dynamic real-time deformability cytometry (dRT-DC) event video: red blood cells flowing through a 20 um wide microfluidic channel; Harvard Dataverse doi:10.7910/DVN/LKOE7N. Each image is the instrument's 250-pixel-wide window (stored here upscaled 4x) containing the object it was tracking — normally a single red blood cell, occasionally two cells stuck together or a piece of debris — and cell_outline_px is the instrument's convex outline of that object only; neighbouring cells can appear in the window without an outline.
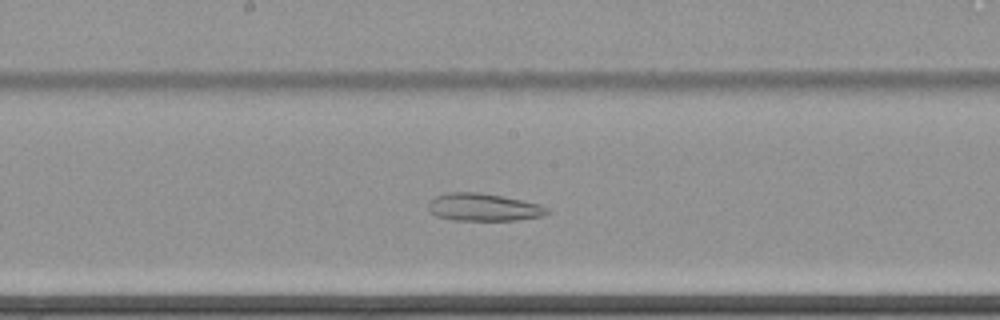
{"species": "common noctule bat (a hibernating species)", "species_latin": "Nyctalus noctula", "temperature_condition": "cold", "stored_images_in_passage": 67, "camera_frame_rate_fps": 3000, "um_per_image_px": 0.085, "animal": {"sex": "female", "body_mass_g": 22.7, "forearm_length_mm": 54.2}, "frame": {"image": 1, "passage_image": 40, "time_ms": 13.0, "image_size_px": [1000, 320], "cell_outline_px": [[552, 212], [544, 216], [516, 220], [452, 220], [436, 216], [428, 208], [428, 204], [436, 196], [448, 192], [476, 192], [500, 196], [540, 204], [548, 208]], "centroid_in_image_um": [41.13, 17.62], "position_along_channel_um": 207.1, "area_um2": 19.02}}
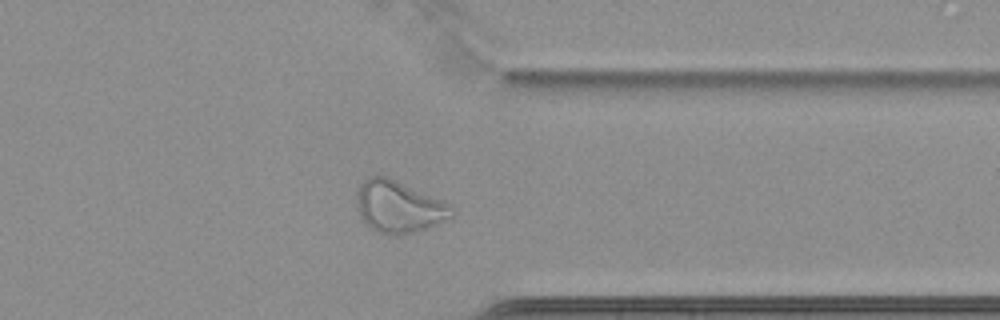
{"frame": {"image": 2, "passage_image": 55, "time_ms": 18.0, "image_size_px": [1000, 320], "cell_outline_px": [[452, 216], [440, 224], [416, 232], [400, 236], [388, 236], [376, 232], [360, 220], [356, 204], [356, 192], [360, 184], [368, 176], [388, 176], [452, 204]], "centroid_in_image_um": [33.87, 17.6], "position_along_channel_um": 377.5, "area_um2": 29.54}}
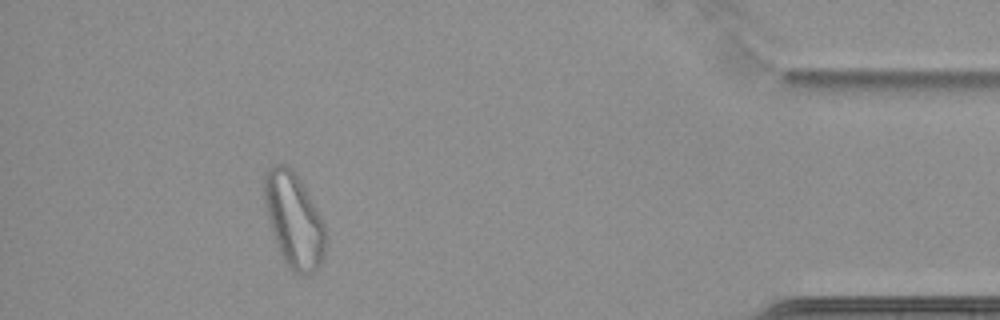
{"frame": {"image": 3, "passage_image": 62, "time_ms": 20.333, "image_size_px": [1000, 320], "cell_outline_px": [[328, 228], [324, 252], [320, 264], [308, 276], [300, 276], [292, 272], [284, 260], [276, 244], [268, 220], [264, 200], [264, 172], [268, 168], [276, 164], [288, 164], [296, 172]], "centroid_in_image_um": [24.99, 18.7], "position_along_channel_um": 410.2, "area_um2": 34.33}}